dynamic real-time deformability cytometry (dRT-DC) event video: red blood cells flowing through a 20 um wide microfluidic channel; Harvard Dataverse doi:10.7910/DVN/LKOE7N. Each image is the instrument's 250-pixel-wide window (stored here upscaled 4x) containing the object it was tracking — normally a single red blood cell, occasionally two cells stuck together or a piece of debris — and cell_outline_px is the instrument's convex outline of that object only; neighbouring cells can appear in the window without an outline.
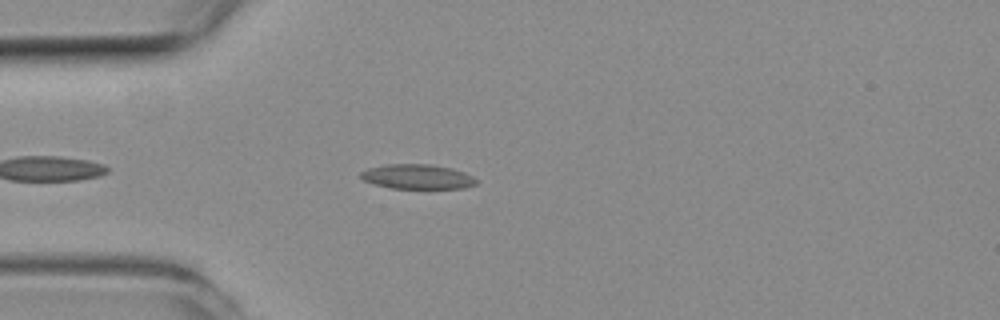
{"species": "common noctule bat (a hibernating species)", "species_latin": "Nyctalus noctula", "temperature_condition": "room temperature", "stored_images_in_passage": 13, "camera_frame_rate_fps": 3000, "um_per_image_px": 0.085, "animal": {"sex": "female", "body_mass_g": 19.3, "forearm_length_mm": 54.1}, "frame": {"image": 1, "passage_image": 6, "time_ms": 1.667, "image_size_px": [1000, 320], "cell_outline_px": [[476, 184], [464, 188], [392, 188], [376, 184], [364, 180], [360, 176], [360, 172], [368, 168], [384, 164], [432, 164], [452, 168], [464, 172], [472, 176], [476, 180]], "centroid_in_image_um": [35.47, 15.0], "position_along_channel_um": 49.5, "area_um2": 16.53}}
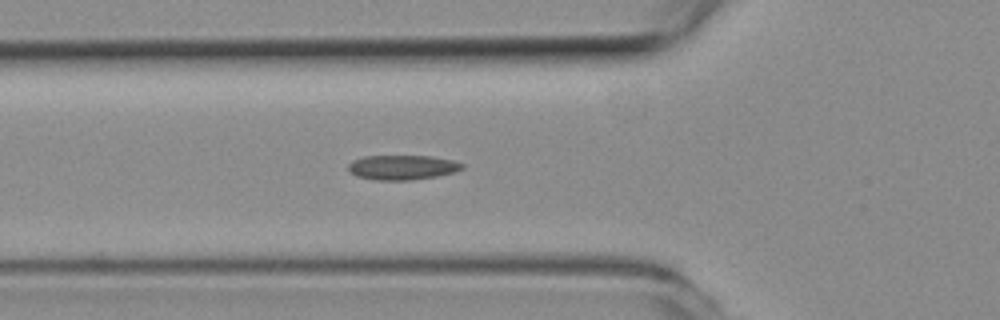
{"frame": {"image": 2, "passage_image": 10, "time_ms": 3.0, "image_size_px": [1000, 320], "cell_outline_px": [[464, 168], [456, 172], [436, 176], [408, 180], [376, 180], [356, 176], [348, 172], [348, 164], [352, 160], [364, 156], [428, 156], [452, 160], [464, 164]], "centroid_in_image_um": [34.17, 14.23], "position_along_channel_um": 91.6, "area_um2": 16.42}}